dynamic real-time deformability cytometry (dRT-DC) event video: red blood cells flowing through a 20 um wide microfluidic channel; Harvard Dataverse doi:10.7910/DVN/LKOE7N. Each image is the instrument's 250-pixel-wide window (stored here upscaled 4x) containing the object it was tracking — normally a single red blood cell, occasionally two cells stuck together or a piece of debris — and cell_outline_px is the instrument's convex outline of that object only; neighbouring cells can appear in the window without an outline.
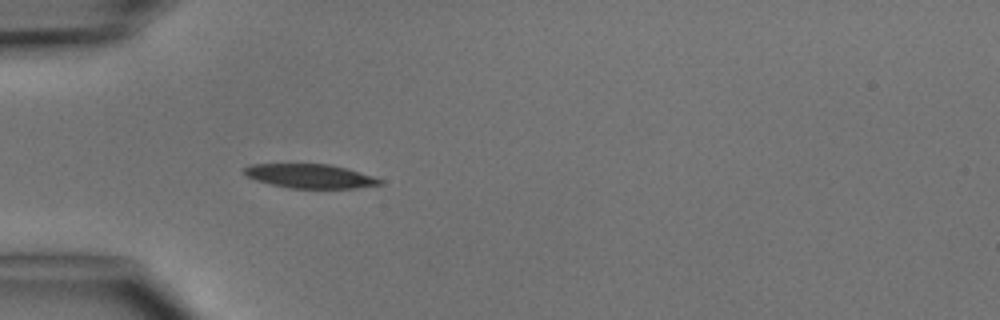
{"species": "common noctule bat (a hibernating species)", "species_latin": "Nyctalus noctula", "temperature_condition": "cold", "stored_images_in_passage": 1, "camera_frame_rate_fps": 3000, "um_per_image_px": 0.085, "animal": {"sex": "male", "body_mass_g": 15.6}, "frame": {"image": 1, "passage_image": 1, "time_ms": 0.0, "image_size_px": [1000, 320], "cell_outline_px": [[384, 184], [356, 188], [288, 188], [256, 180], [248, 176], [244, 172], [244, 168], [252, 164], [328, 164], [344, 168], [372, 176], [384, 180]], "centroid_in_image_um": [26.38, 14.97], "position_along_channel_um": 58.6, "area_um2": 18.79}}